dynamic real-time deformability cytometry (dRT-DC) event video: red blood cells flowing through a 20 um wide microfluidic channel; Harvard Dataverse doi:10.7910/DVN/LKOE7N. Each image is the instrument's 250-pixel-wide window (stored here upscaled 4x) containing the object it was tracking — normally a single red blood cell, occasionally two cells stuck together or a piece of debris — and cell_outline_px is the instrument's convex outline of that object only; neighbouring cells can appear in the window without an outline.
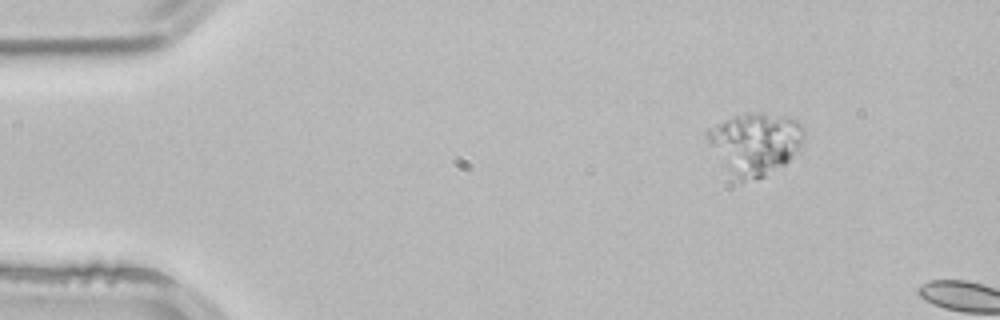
{"species": "common noctule bat (a hibernating species)", "species_latin": "Nyctalus noctula", "temperature_condition": "room temperature", "stored_images_in_passage": 3, "segment_of_instrument_passage": [2, 2], "camera_frame_rate_fps": 3000, "um_per_image_px": 0.085, "animal": {"sex": "male", "body_mass_g": 21.5, "forearm_length_mm": 52.0}, "frame": {"image": 1, "passage_image": 3, "time_ms": 0.667, "image_size_px": [1000, 320], "cell_outline_px": [[804, 144], [784, 164], [764, 176], [756, 180], [740, 180], [708, 140], [708, 128], [716, 124], [744, 112], [760, 112], [796, 120], [804, 128]], "centroid_in_image_um": [64.28, 12.14], "position_along_channel_um": 20.7, "area_um2": 33.47}}